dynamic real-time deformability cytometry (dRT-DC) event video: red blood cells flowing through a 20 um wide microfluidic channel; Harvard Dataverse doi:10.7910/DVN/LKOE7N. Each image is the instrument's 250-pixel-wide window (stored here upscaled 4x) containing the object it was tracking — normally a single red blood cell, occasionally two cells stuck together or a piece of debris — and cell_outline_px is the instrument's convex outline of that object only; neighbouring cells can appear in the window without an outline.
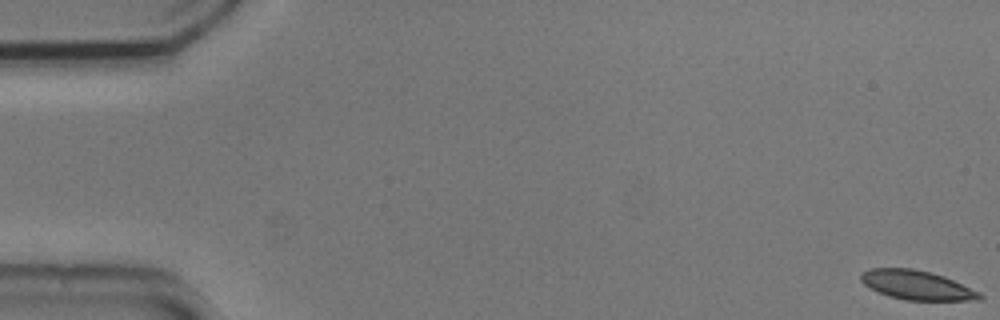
{"species": "common noctule bat (a hibernating species)", "species_latin": "Nyctalus noctula", "temperature_condition": "cold", "stored_images_in_passage": 55, "camera_frame_rate_fps": 3000, "um_per_image_px": 0.085, "animal": {"sex": "male", "body_mass_g": 20.5, "forearm_length_mm": 52.5}, "frame": {"image": 1, "passage_image": 1, "time_ms": 0.0, "image_size_px": [1000, 320], "cell_outline_px": [[984, 296], [980, 300], [904, 300], [888, 296], [864, 284], [860, 280], [860, 276], [868, 268], [912, 268], [944, 276], [980, 292]], "centroid_in_image_um": [77.94, 24.23], "position_along_channel_um": 7.1, "area_um2": 20.06}}
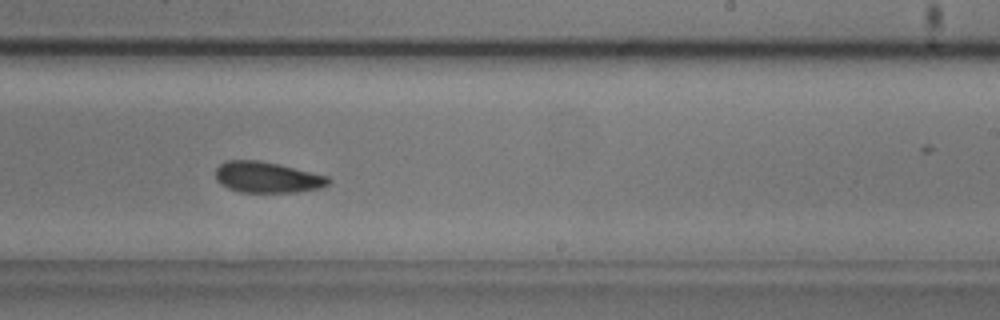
{"frame": {"image": 2, "passage_image": 34, "time_ms": 11.0, "image_size_px": [1000, 320], "cell_outline_px": [[332, 180], [328, 184], [320, 188], [296, 192], [240, 192], [228, 188], [220, 184], [216, 180], [216, 168], [224, 160], [260, 160], [280, 164], [328, 176]], "centroid_in_image_um": [22.7, 15.06], "position_along_channel_um": 266.3, "area_um2": 20.52}}
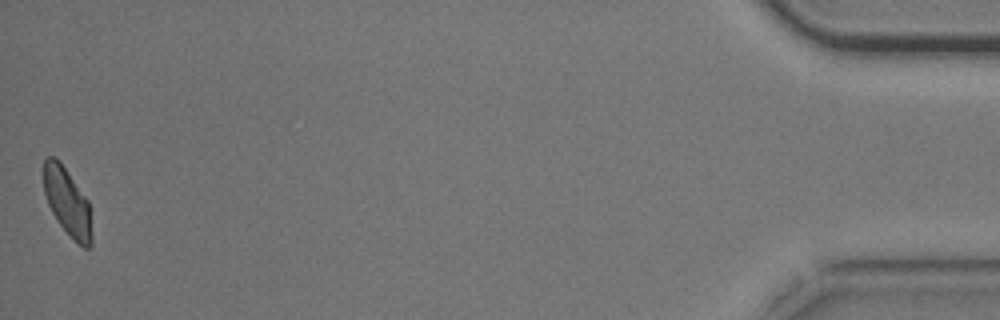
{"frame": {"image": 3, "passage_image": 55, "time_ms": 18.0, "image_size_px": [1000, 320], "cell_outline_px": [[92, 244], [88, 248], [84, 248], [56, 220], [48, 204], [44, 192], [44, 160], [48, 156], [56, 156], [60, 160], [88, 200], [92, 232]], "centroid_in_image_um": [5.72, 17.12], "position_along_channel_um": 429.5, "area_um2": 18.79}, "authors_computed_cell_mechanics": {"area_um2": 20.6346, "velocity_mm_per_s": 3.6833, "shape_relaxation_time_tau1_ms": 3.8517, "shape_relaxation_time_tau2_ms": 4.628, "deformation_change_tau1": 0.0903, "deformation_change_tau2": 0.0787}}